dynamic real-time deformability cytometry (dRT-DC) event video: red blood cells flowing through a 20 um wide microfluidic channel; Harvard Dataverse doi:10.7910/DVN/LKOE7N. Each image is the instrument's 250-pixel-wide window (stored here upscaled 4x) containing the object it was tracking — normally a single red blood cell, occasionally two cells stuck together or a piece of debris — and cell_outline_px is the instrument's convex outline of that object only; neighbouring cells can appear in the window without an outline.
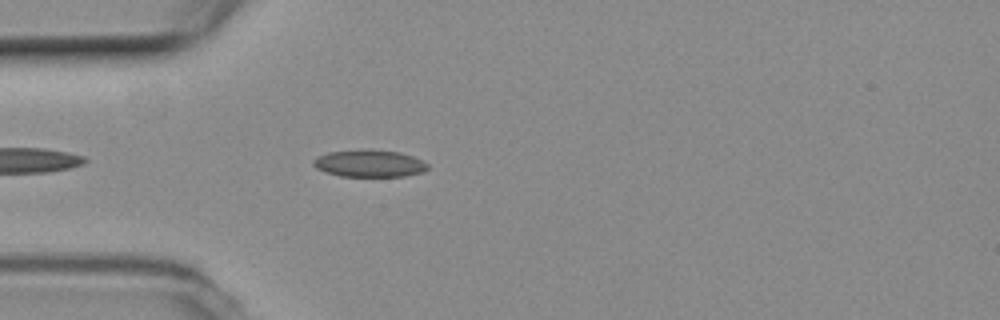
{"species": "common noctule bat (a hibernating species)", "species_latin": "Nyctalus noctula", "temperature_condition": "room temperature", "stored_images_in_passage": 21, "camera_frame_rate_fps": 3000, "um_per_image_px": 0.085, "animal": {"sex": "female", "body_mass_g": 19.3, "forearm_length_mm": 54.1}, "frame": {"image": 1, "passage_image": 4, "time_ms": 1.0, "image_size_px": [1000, 320], "cell_outline_px": [[428, 168], [424, 172], [404, 176], [340, 176], [324, 172], [316, 168], [312, 164], [312, 160], [316, 156], [328, 152], [360, 148], [372, 148], [400, 152], [412, 156], [428, 164]], "centroid_in_image_um": [31.35, 13.87], "position_along_channel_um": 53.7, "area_um2": 18.55}}
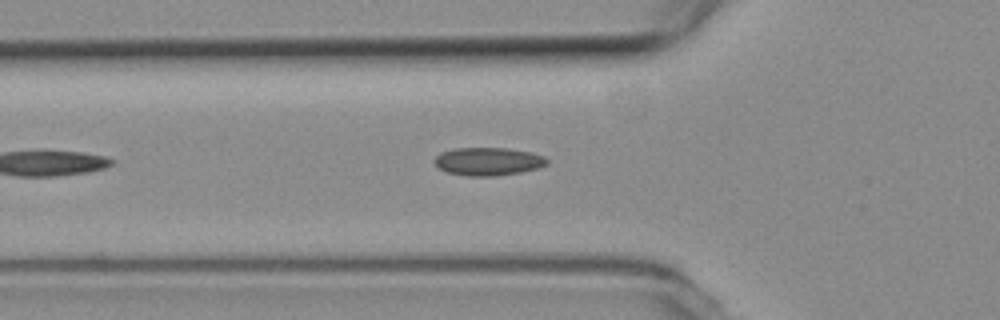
{"frame": {"image": 2, "passage_image": 7, "time_ms": 2.0, "image_size_px": [1000, 320], "cell_outline_px": [[548, 164], [536, 168], [520, 172], [492, 176], [468, 176], [448, 172], [440, 168], [432, 160], [440, 152], [452, 148], [508, 148], [532, 152], [544, 156], [548, 160]], "centroid_in_image_um": [41.48, 13.71], "position_along_channel_um": 84.3, "area_um2": 18.38}}